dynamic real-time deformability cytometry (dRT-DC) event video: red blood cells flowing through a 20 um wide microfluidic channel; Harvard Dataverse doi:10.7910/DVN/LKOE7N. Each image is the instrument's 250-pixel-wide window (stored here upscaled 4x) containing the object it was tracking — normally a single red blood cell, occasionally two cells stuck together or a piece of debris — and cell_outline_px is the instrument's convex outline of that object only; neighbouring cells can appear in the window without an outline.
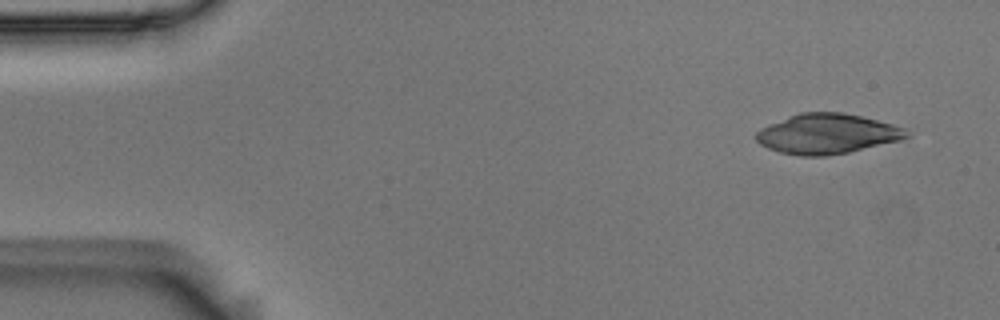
{"species": "Egyptian fruit bat (a non-hibernating species)", "species_latin": "Rousettus aegyptiacus", "temperature_condition": "room temperature", "stored_images_in_passage": 4, "camera_frame_rate_fps": 3000, "um_per_image_px": 0.085, "animal": {"sex": "male"}, "frame": {"image": 1, "passage_image": 1, "time_ms": 0.0, "image_size_px": [1000, 320], "cell_outline_px": [[912, 136], [900, 140], [848, 152], [824, 156], [800, 156], [780, 152], [768, 148], [760, 144], [756, 140], [756, 132], [760, 128], [788, 116], [800, 112], [844, 112], [908, 128]], "centroid_in_image_um": [70.33, 11.37], "position_along_channel_um": 14.7, "area_um2": 35.14}}